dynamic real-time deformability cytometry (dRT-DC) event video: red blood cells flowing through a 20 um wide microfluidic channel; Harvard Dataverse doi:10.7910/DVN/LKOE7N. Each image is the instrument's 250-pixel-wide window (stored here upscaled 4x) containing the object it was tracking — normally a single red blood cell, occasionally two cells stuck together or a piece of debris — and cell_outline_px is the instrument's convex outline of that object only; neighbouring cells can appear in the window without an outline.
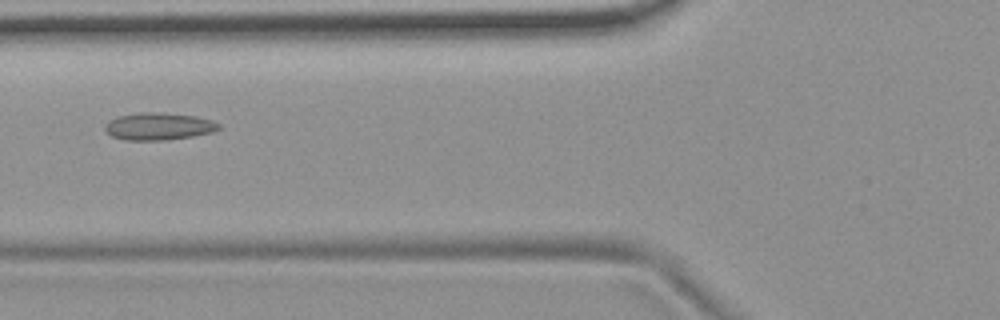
{"species": "common noctule bat (a hibernating species)", "species_latin": "Nyctalus noctula", "temperature_condition": "room temperature", "stored_images_in_passage": 9, "camera_frame_rate_fps": 3000, "um_per_image_px": 0.085, "animal": {"sex": "female", "body_mass_g": 19.9}, "frame": {"image": 1, "passage_image": 6, "time_ms": 1.667, "image_size_px": [1000, 320], "cell_outline_px": [[220, 128], [212, 132], [192, 136], [168, 140], [124, 140], [112, 136], [104, 128], [104, 124], [108, 120], [120, 116], [140, 112], [160, 112], [196, 116], [212, 120], [220, 124]], "centroid_in_image_um": [13.48, 10.74], "position_along_channel_um": 112.3, "area_um2": 18.15}}
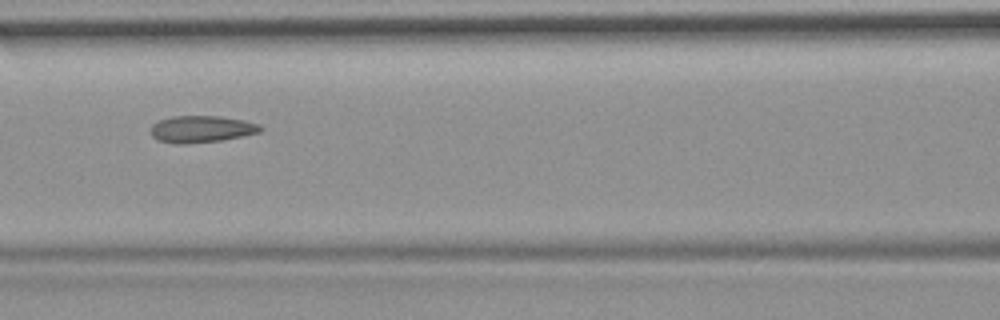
{"frame": {"image": 2, "passage_image": 7, "time_ms": 2.0, "image_size_px": [1000, 320], "cell_outline_px": [[264, 128], [260, 132], [244, 136], [220, 140], [180, 144], [176, 144], [156, 140], [152, 136], [152, 124], [160, 120], [172, 116], [220, 116], [244, 120], [260, 124]], "centroid_in_image_um": [17.15, 10.97], "position_along_channel_um": 149.5, "area_um2": 17.17}}
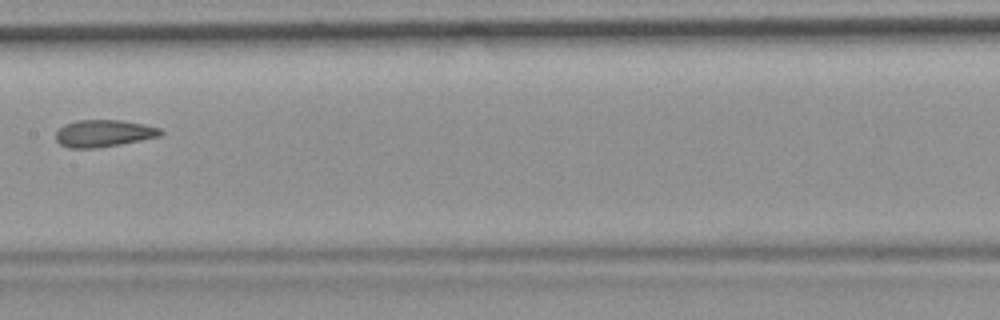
{"frame": {"image": 3, "passage_image": 8, "time_ms": 2.333, "image_size_px": [1000, 320], "cell_outline_px": [[164, 132], [160, 136], [120, 144], [96, 148], [68, 148], [60, 144], [56, 140], [56, 132], [64, 124], [76, 120], [120, 120], [144, 124], [160, 128]], "centroid_in_image_um": [8.8, 11.33], "position_along_channel_um": 198.6, "area_um2": 16.53}}